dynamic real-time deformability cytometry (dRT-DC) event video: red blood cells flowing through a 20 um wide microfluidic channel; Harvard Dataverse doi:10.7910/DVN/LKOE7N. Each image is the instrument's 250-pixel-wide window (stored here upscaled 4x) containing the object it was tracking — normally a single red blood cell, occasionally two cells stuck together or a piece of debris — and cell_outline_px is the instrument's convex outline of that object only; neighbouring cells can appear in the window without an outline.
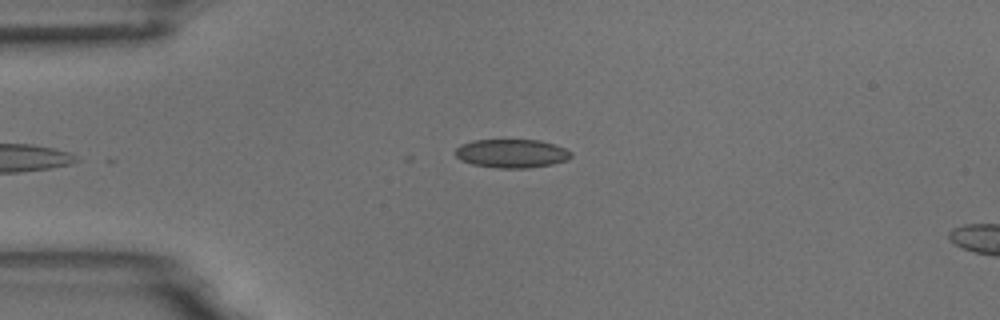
{"species": "common noctule bat (a hibernating species)", "species_latin": "Nyctalus noctula", "temperature_condition": "room temperature", "stored_images_in_passage": 5, "camera_frame_rate_fps": 3000, "um_per_image_px": 0.085, "animal": {"sex": "male", "body_mass_g": 18.8}, "frame": {"image": 1, "passage_image": 5, "time_ms": 5.667, "image_size_px": [1000, 320], "cell_outline_px": [[572, 156], [568, 160], [552, 164], [528, 168], [496, 168], [472, 164], [460, 160], [452, 152], [460, 144], [472, 140], [540, 140], [564, 148], [572, 152]], "centroid_in_image_um": [43.45, 13.05], "position_along_channel_um": 41.5, "area_um2": 19.48}}